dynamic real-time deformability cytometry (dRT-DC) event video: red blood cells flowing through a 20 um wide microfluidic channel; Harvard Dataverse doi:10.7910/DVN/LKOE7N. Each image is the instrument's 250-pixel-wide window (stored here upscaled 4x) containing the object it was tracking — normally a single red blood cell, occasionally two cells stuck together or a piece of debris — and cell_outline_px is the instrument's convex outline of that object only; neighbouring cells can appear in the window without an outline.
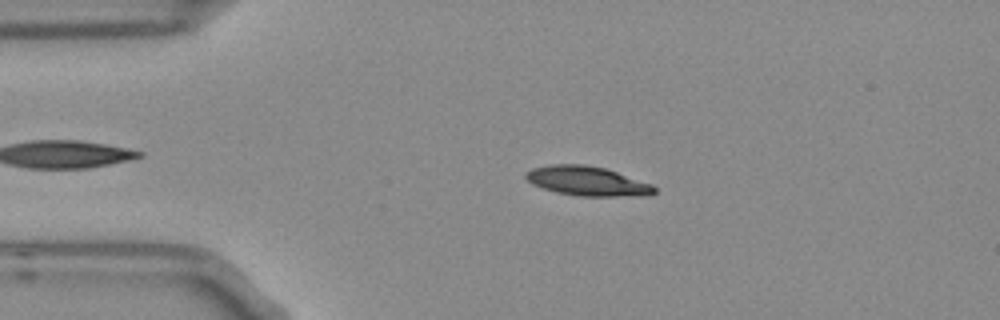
{"species": "Egyptian fruit bat (a non-hibernating species)", "species_latin": "Rousettus aegyptiacus", "temperature_condition": "room temperature", "stored_images_in_passage": 3, "camera_frame_rate_fps": 3000, "um_per_image_px": 0.085, "frame": {"image": 1, "passage_image": 2, "time_ms": 0.333, "image_size_px": [1000, 320], "cell_outline_px": [[656, 192], [648, 196], [580, 196], [556, 192], [532, 184], [524, 176], [524, 172], [532, 168], [548, 164], [584, 164], [604, 168], [652, 184], [656, 188]], "centroid_in_image_um": [49.91, 15.39], "position_along_channel_um": 35.1, "area_um2": 22.08}}